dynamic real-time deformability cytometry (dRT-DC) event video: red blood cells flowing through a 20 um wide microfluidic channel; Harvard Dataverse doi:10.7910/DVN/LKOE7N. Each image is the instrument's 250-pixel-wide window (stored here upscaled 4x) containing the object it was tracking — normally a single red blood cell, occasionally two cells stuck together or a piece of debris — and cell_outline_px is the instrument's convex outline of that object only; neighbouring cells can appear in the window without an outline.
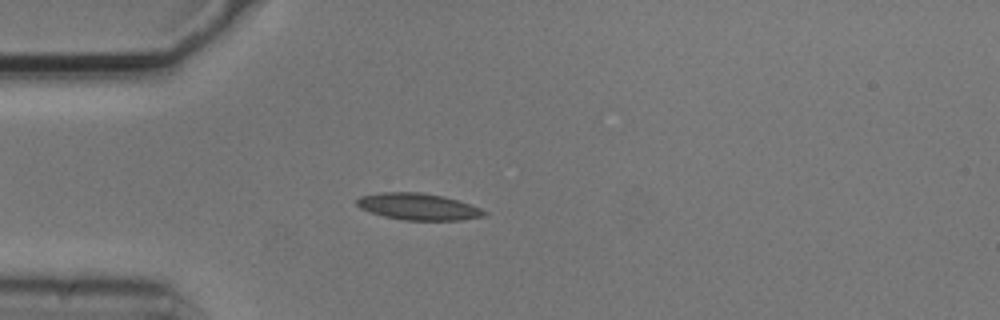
{"species": "common noctule bat (a hibernating species)", "species_latin": "Nyctalus noctula", "temperature_condition": "cold", "stored_images_in_passage": 3, "camera_frame_rate_fps": 3000, "um_per_image_px": 0.085, "animal": {"sex": "male", "body_mass_g": 20.5, "forearm_length_mm": 52.5}, "frame": {"image": 1, "passage_image": 3, "time_ms": 0.667, "image_size_px": [1000, 320], "cell_outline_px": [[488, 212], [484, 216], [460, 220], [404, 220], [384, 216], [360, 208], [356, 204], [356, 200], [360, 196], [380, 192], [420, 192], [444, 196], [480, 208]], "centroid_in_image_um": [35.53, 17.56], "position_along_channel_um": 49.5, "area_um2": 19.65}}